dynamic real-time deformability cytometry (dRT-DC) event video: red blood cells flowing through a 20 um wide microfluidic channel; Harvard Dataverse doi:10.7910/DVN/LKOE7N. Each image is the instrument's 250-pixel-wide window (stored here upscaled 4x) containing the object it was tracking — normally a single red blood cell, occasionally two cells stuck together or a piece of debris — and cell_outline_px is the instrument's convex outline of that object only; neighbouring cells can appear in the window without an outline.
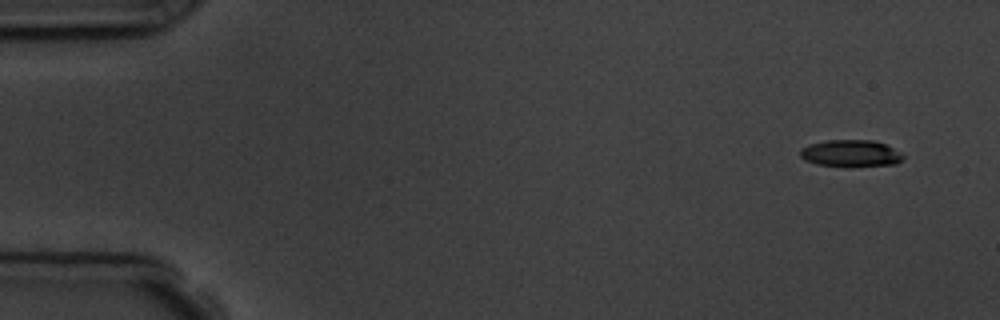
{"species": "common noctule bat (a hibernating species)", "species_latin": "Nyctalus noctula", "temperature_condition": "room temperature", "stored_images_in_passage": 5, "camera_frame_rate_fps": 3000, "um_per_image_px": 0.085, "animal": {"sex": "male", "body_mass_g": 19.5, "forearm_length_mm": 54.6}, "frame": {"image": 1, "passage_image": 1, "time_ms": 0.0, "image_size_px": [1000, 320], "cell_outline_px": [[904, 156], [896, 164], [844, 168], [816, 164], [804, 160], [800, 156], [800, 148], [808, 144], [824, 140], [872, 140], [884, 144], [900, 152]], "centroid_in_image_um": [72.25, 13.06], "position_along_channel_um": 12.7, "area_um2": 16.53}}
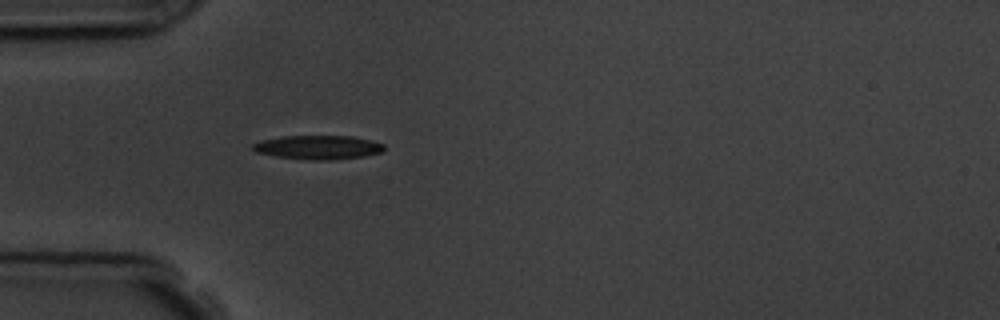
{"frame": {"image": 2, "passage_image": 5, "time_ms": 4.333, "image_size_px": [1000, 320], "cell_outline_px": [[384, 152], [364, 156], [328, 160], [312, 160], [276, 156], [256, 152], [252, 148], [252, 144], [264, 140], [284, 136], [352, 136], [372, 140], [384, 144]], "centroid_in_image_um": [27.09, 12.52], "position_along_channel_um": 57.9, "area_um2": 18.21}}